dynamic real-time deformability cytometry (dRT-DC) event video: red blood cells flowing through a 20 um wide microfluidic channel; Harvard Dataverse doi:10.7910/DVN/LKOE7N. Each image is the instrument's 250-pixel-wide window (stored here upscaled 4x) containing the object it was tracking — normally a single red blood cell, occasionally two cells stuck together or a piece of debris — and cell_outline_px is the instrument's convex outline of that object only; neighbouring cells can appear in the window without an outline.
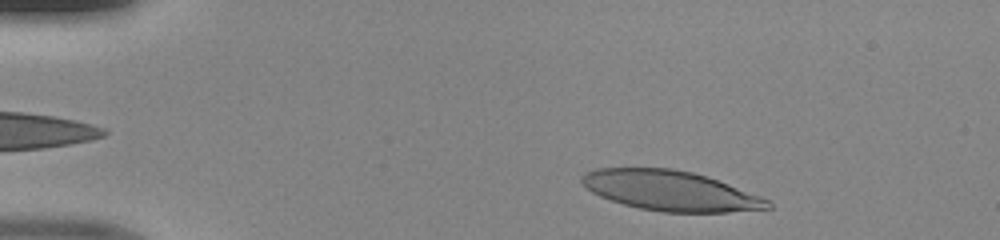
{"species": "human", "species_latin": "Homo sapiens", "temperature_condition": "room temperature", "stored_images_in_passage": 43, "camera_frame_rate_fps": 3000, "um_per_image_px": 0.085, "donor": {"sex": "male"}, "frame": {"image": 1, "passage_image": 3, "time_ms": 0.667, "image_size_px": [1000, 240], "cell_outline_px": [[772, 208], [728, 212], [660, 212], [640, 208], [624, 204], [600, 196], [592, 192], [580, 180], [580, 176], [584, 172], [596, 168], [672, 168], [692, 172], [728, 184], [760, 196], [768, 200], [772, 204]], "centroid_in_image_um": [56.95, 16.21], "position_along_channel_um": 28.0, "area_um2": 43.0}}
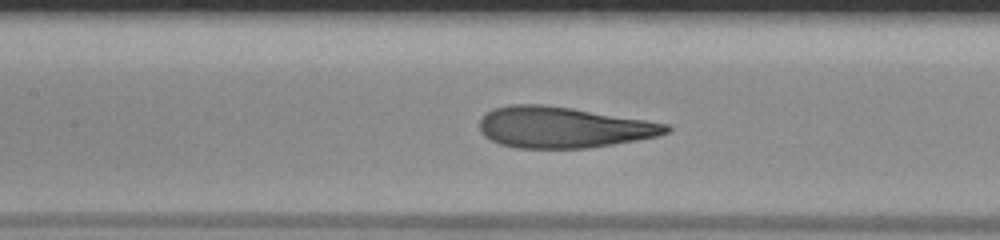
{"frame": {"image": 2, "passage_image": 18, "time_ms": 5.667, "image_size_px": [1000, 240], "cell_outline_px": [[672, 128], [668, 132], [656, 136], [636, 140], [588, 148], [516, 148], [500, 144], [484, 136], [480, 132], [480, 120], [488, 112], [496, 108], [512, 104], [544, 104], [572, 108], [668, 124]], "centroid_in_image_um": [47.84, 10.83], "position_along_channel_um": 159.6, "area_um2": 44.27}}
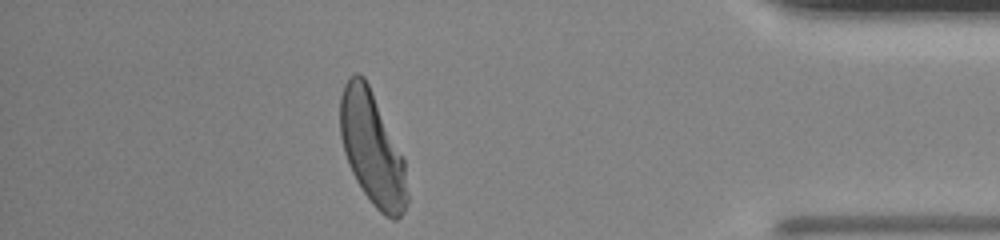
{"frame": {"image": 3, "passage_image": 38, "time_ms": 12.333, "image_size_px": [1000, 240], "cell_outline_px": [[408, 200], [404, 212], [396, 220], [392, 220], [384, 216], [372, 204], [356, 180], [348, 164], [344, 152], [340, 136], [340, 96], [344, 84], [356, 72], [364, 76], [404, 156], [408, 196]], "centroid_in_image_um": [31.65, 12.66], "position_along_channel_um": 403.6, "area_um2": 44.22}}